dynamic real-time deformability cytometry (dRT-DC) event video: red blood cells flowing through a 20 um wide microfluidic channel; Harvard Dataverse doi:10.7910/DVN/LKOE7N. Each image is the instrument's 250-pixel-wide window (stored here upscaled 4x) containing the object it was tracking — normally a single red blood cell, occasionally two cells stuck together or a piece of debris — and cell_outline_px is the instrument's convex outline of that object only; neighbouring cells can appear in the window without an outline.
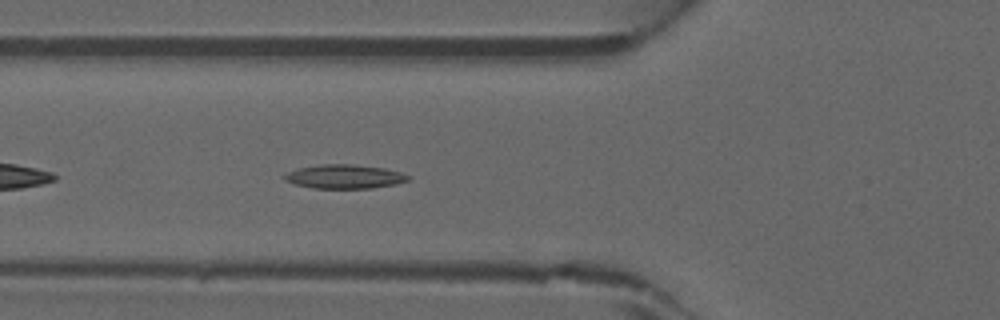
{"species": "common noctule bat (a hibernating species)", "species_latin": "Nyctalus noctula", "temperature_condition": "warm", "stored_images_in_passage": 28, "camera_frame_rate_fps": 3000, "um_per_image_px": 0.085, "animal": {"sex": "male", "forearm_length_mm": 52.5}, "frame": {"image": 1, "passage_image": 5, "time_ms": 1.333, "image_size_px": [1000, 320], "cell_outline_px": [[412, 176], [408, 180], [396, 184], [372, 188], [312, 188], [296, 184], [284, 180], [280, 176], [296, 168], [324, 164], [352, 164], [384, 168], [400, 172]], "centroid_in_image_um": [29.26, 15.0], "position_along_channel_um": 96.5, "area_um2": 17.34}}